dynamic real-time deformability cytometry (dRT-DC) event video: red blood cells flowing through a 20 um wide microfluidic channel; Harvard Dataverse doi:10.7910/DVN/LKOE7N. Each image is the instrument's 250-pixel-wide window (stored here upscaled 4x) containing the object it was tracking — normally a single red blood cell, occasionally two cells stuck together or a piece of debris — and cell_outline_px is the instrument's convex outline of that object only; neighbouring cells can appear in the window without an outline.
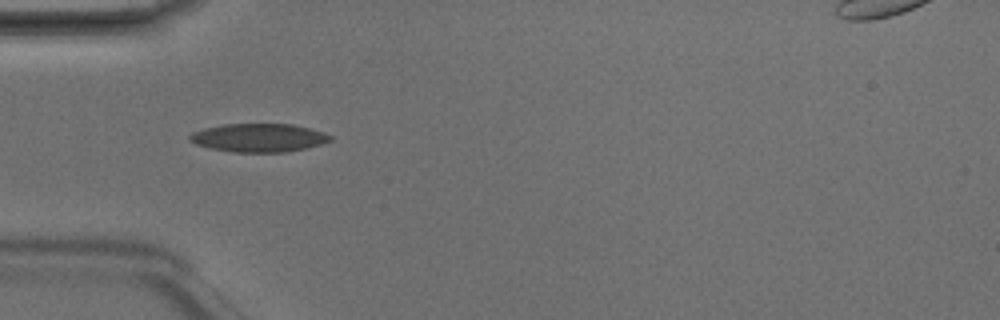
{"species": "Egyptian fruit bat (a non-hibernating species)", "species_latin": "Rousettus aegyptiacus", "temperature_condition": "room temperature", "stored_images_in_passage": 6, "camera_frame_rate_fps": 3000, "um_per_image_px": 0.085, "animal": {"sex": "male"}, "frame": {"image": 1, "passage_image": 4, "time_ms": 1.0, "image_size_px": [1000, 320], "cell_outline_px": [[332, 140], [320, 144], [304, 148], [284, 152], [232, 152], [212, 148], [196, 144], [188, 140], [188, 136], [192, 132], [204, 128], [224, 124], [292, 124], [324, 132], [332, 136]], "centroid_in_image_um": [21.97, 11.7], "position_along_channel_um": 63.0, "area_um2": 23.12}}